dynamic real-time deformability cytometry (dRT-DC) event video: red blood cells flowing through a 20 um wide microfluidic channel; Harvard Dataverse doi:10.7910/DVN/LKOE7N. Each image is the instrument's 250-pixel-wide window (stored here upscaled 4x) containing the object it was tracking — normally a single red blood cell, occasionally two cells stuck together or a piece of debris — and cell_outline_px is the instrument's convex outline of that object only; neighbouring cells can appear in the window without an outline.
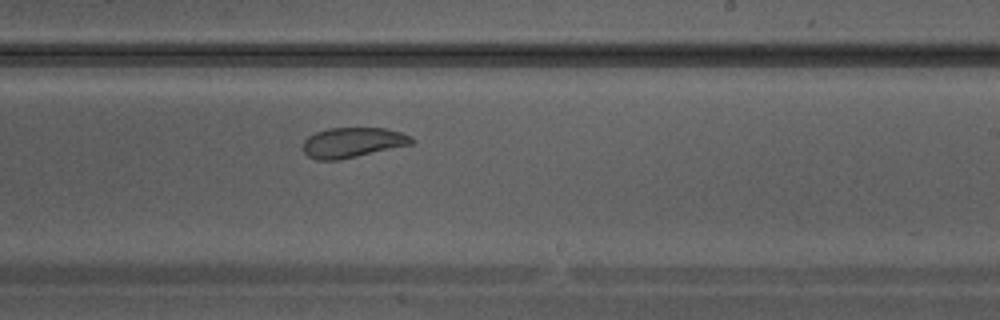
{"species": "Egyptian fruit bat (a non-hibernating species)", "species_latin": "Rousettus aegyptiacus", "temperature_condition": "warm", "stored_images_in_passage": 33, "camera_frame_rate_fps": 3000, "um_per_image_px": 0.085, "animal": {"sex": "male"}, "frame": {"image": 1, "passage_image": 19, "time_ms": 6.0, "image_size_px": [1000, 320], "cell_outline_px": [[416, 140], [412, 144], [340, 160], [316, 160], [308, 156], [304, 152], [304, 140], [308, 136], [316, 132], [328, 128], [384, 128], [400, 132], [412, 136]], "centroid_in_image_um": [29.98, 12.11], "position_along_channel_um": 259.0, "area_um2": 19.07}}